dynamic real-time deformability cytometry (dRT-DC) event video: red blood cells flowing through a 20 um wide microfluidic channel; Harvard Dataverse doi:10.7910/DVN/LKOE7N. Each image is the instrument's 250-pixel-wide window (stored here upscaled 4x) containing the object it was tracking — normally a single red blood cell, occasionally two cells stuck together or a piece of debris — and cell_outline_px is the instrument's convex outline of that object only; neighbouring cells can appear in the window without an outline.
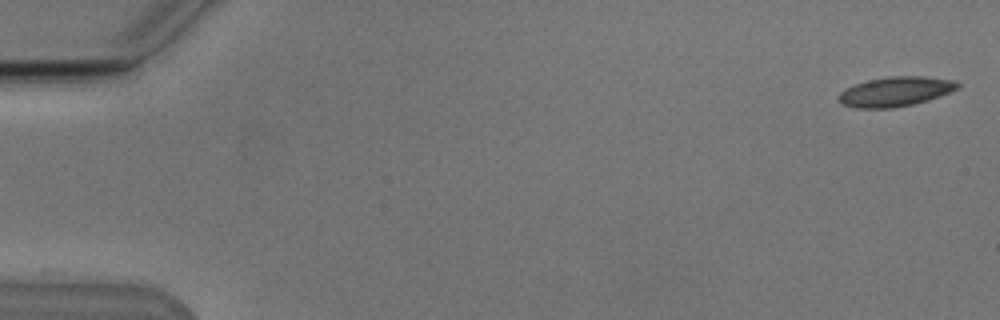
{"species": "Egyptian fruit bat (a non-hibernating species)", "species_latin": "Rousettus aegyptiacus", "temperature_condition": "cold", "stored_images_in_passage": 53, "camera_frame_rate_fps": 3000, "um_per_image_px": 0.085, "animal": {"sex": "male"}, "frame": {"image": 1, "passage_image": 1, "time_ms": 0.0, "image_size_px": [1000, 320], "cell_outline_px": [[960, 88], [928, 100], [912, 104], [892, 108], [856, 108], [844, 104], [836, 96], [840, 92], [856, 84], [868, 80], [888, 76], [924, 76], [956, 80], [960, 84]], "centroid_in_image_um": [76.15, 7.77], "position_along_channel_um": 8.8, "area_um2": 20.46}}
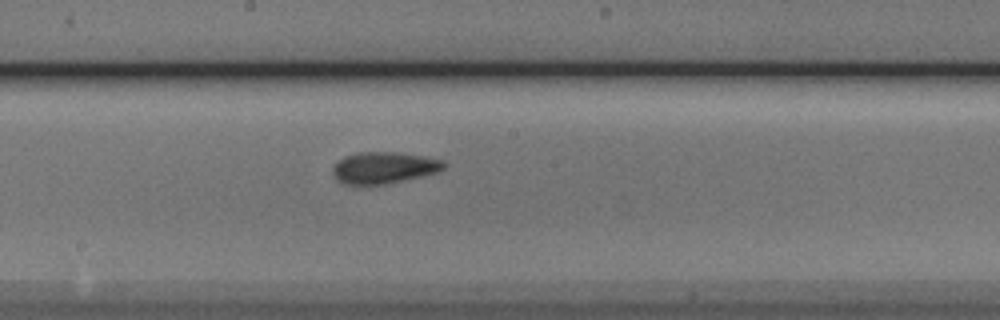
{"frame": {"image": 2, "passage_image": 29, "time_ms": 9.333, "image_size_px": [1000, 320], "cell_outline_px": [[448, 164], [444, 168], [436, 172], [420, 176], [384, 184], [344, 184], [336, 180], [332, 172], [332, 168], [344, 156], [356, 152], [400, 152], [424, 156], [444, 160]], "centroid_in_image_um": [32.63, 14.24], "position_along_channel_um": 215.6, "area_um2": 20.4}}
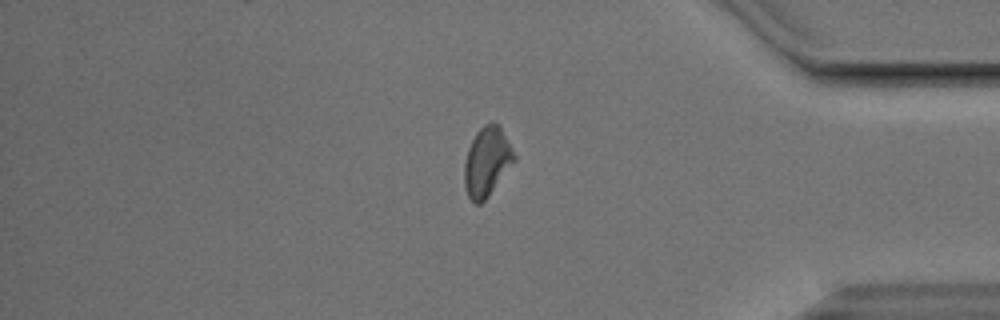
{"frame": {"image": 3, "passage_image": 45, "time_ms": 14.667, "image_size_px": [1000, 320], "cell_outline_px": [[516, 160], [488, 196], [480, 204], [476, 204], [468, 196], [464, 184], [464, 164], [468, 148], [476, 132], [484, 124], [500, 124], [516, 156]], "centroid_in_image_um": [41.39, 13.74], "position_along_channel_um": 393.8, "area_um2": 20.0}}